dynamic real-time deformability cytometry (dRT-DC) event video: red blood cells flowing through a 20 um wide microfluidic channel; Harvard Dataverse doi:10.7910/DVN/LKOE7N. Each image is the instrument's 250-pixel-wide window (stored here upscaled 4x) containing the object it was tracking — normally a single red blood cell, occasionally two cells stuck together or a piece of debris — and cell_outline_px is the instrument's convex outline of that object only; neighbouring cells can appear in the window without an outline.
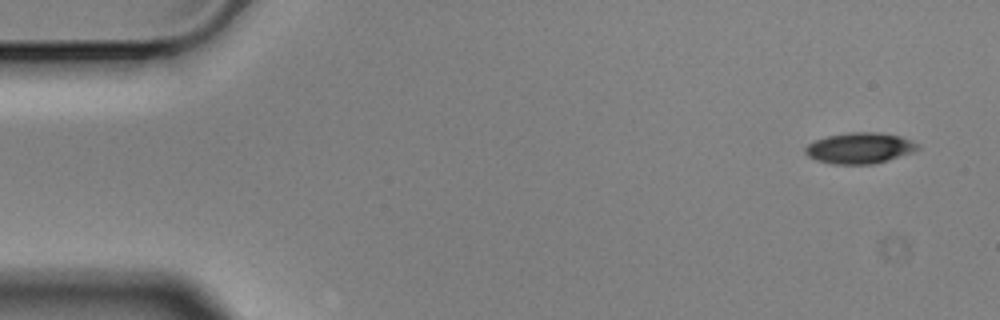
{"species": "Egyptian fruit bat (a non-hibernating species)", "species_latin": "Rousettus aegyptiacus", "temperature_condition": "cold", "stored_images_in_passage": 5, "camera_frame_rate_fps": 3000, "um_per_image_px": 0.085, "animal": {"sex": "male"}, "frame": {"image": 1, "passage_image": 1, "time_ms": 0.0, "image_size_px": [1000, 320], "cell_outline_px": [[920, 148], [912, 152], [888, 160], [872, 164], [832, 164], [816, 160], [808, 156], [804, 152], [804, 148], [808, 144], [816, 140], [828, 136], [848, 132], [880, 132], [900, 136], [912, 140], [920, 144]], "centroid_in_image_um": [73.09, 12.58], "position_along_channel_um": 11.9, "area_um2": 20.35}}
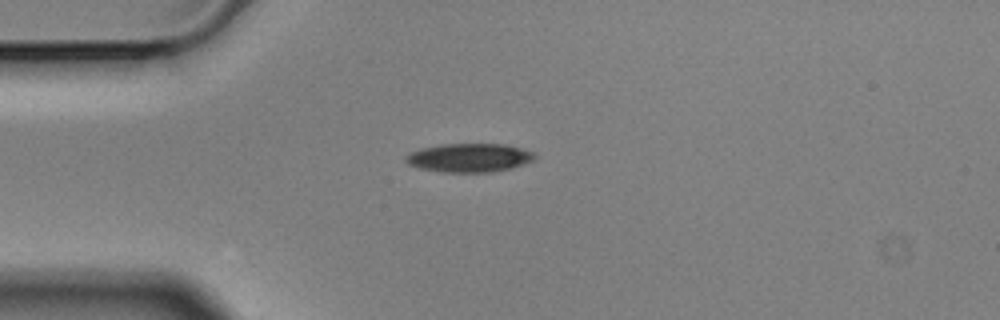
{"frame": {"image": 2, "passage_image": 4, "time_ms": 1.0, "image_size_px": [1000, 320], "cell_outline_px": [[536, 156], [532, 160], [512, 168], [492, 172], [440, 172], [420, 168], [408, 164], [404, 160], [404, 156], [420, 148], [440, 144], [504, 144], [520, 148], [532, 152]], "centroid_in_image_um": [39.84, 13.41], "position_along_channel_um": 45.2, "area_um2": 21.5}}